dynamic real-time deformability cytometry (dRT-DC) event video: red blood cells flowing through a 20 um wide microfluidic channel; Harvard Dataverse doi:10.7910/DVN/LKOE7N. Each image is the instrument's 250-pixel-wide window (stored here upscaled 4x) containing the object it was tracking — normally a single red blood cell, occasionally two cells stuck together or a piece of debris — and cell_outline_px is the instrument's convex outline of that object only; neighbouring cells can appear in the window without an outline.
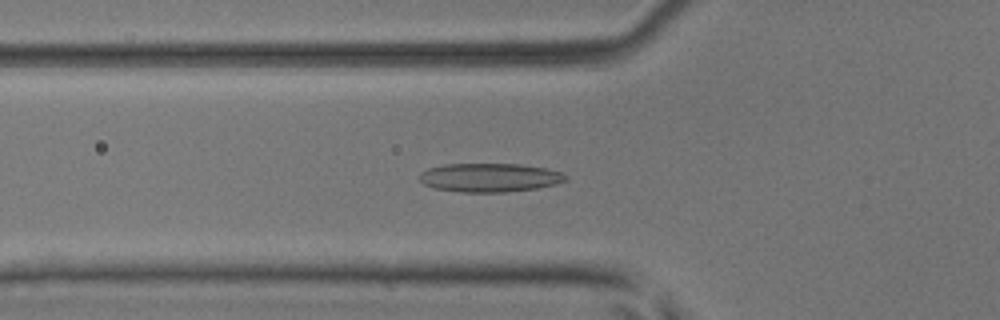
{"species": "common noctule bat (a hibernating species)", "species_latin": "Nyctalus noctula", "temperature_condition": "room temperature", "stored_images_in_passage": 50, "camera_frame_rate_fps": 3000, "um_per_image_px": 0.085, "animal": {"sex": "male", "body_mass_g": 17.9, "forearm_length_mm": 54.2}, "frame": {"image": 1, "passage_image": 18, "time_ms": 5.667, "image_size_px": [1000, 320], "cell_outline_px": [[568, 180], [556, 184], [536, 188], [504, 192], [460, 192], [436, 188], [424, 184], [416, 176], [420, 172], [428, 168], [444, 164], [520, 164], [544, 168], [560, 172], [568, 176]], "centroid_in_image_um": [41.59, 15.09], "position_along_channel_um": 84.2, "area_um2": 24.51}}
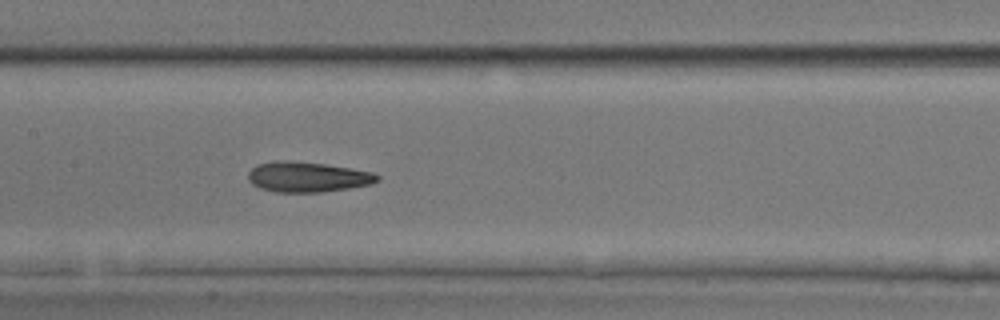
{"frame": {"image": 2, "passage_image": 25, "time_ms": 8.0, "image_size_px": [1000, 320], "cell_outline_px": [[380, 180], [372, 184], [348, 188], [320, 192], [276, 192], [260, 188], [252, 184], [248, 180], [248, 172], [256, 164], [276, 160], [288, 160], [324, 164], [372, 172], [380, 176]], "centroid_in_image_um": [26.11, 15.04], "position_along_channel_um": 181.3, "area_um2": 22.77}}
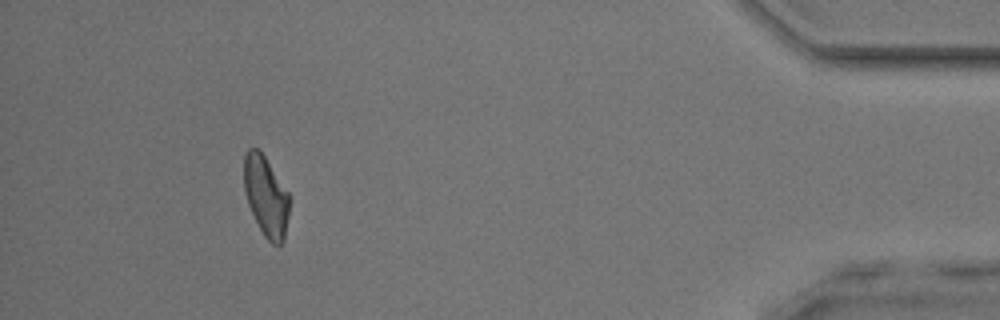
{"frame": {"image": 3, "passage_image": 46, "time_ms": 15.0, "image_size_px": [1000, 320], "cell_outline_px": [[288, 216], [284, 240], [280, 244], [272, 244], [264, 236], [248, 204], [244, 192], [244, 152], [248, 148], [256, 148], [264, 156], [288, 192]], "centroid_in_image_um": [22.58, 16.67], "position_along_channel_um": 412.6, "area_um2": 20.87}, "authors_computed_cell_mechanics": {"area_um2": 22.4553, "velocity_mm_per_s": 4.1487, "shape_relaxation_time_tau1_ms": 11.3247, "shape_relaxation_time_tau2_ms": 3.3893, "deformation_change_tau1": 0.2279, "deformation_change_tau2": 0.115}}